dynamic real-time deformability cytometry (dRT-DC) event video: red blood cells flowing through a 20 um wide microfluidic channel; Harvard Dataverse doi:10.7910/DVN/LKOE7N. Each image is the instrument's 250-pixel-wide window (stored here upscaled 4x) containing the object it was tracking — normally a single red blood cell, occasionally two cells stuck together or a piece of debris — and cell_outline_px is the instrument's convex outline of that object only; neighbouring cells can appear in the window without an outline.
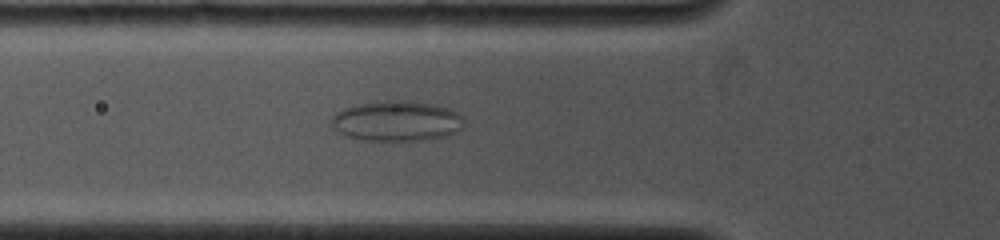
{"species": "common noctule bat (a hibernating species)", "species_latin": "Nyctalus noctula", "temperature_condition": "cold", "stored_images_in_passage": 6, "camera_frame_rate_fps": 4000, "um_per_image_px": 0.085, "animal": {"sex": "female", "body_mass_g": 19.0, "forearm_length_mm": 53.3}, "frame": {"image": 1, "passage_image": 6, "time_ms": 4.5, "image_size_px": [1000, 240], "cell_outline_px": [[464, 124], [456, 132], [448, 136], [424, 140], [360, 140], [336, 132], [332, 124], [332, 116], [336, 112], [344, 108], [356, 104], [384, 100], [408, 100], [432, 104], [448, 108], [464, 116]], "centroid_in_image_um": [33.72, 10.28], "position_along_channel_um": 92.1, "area_um2": 31.39}}